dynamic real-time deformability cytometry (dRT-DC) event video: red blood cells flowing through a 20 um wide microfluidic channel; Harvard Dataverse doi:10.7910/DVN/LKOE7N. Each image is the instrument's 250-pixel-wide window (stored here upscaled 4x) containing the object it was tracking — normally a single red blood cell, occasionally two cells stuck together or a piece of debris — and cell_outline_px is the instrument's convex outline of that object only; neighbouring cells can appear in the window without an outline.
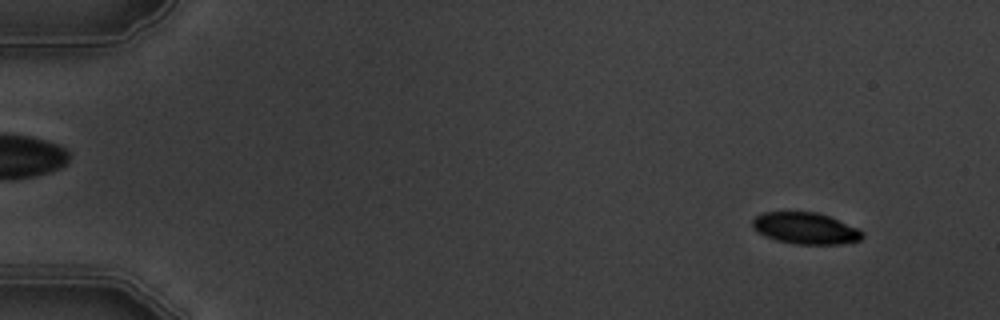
{"species": "common noctule bat (a hibernating species)", "species_latin": "Nyctalus noctula", "temperature_condition": "warm", "stored_images_in_passage": 4, "camera_frame_rate_fps": 3000, "um_per_image_px": 0.085, "animal": {"sex": "male", "body_mass_g": 19.5, "forearm_length_mm": 54.6}, "frame": {"image": 1, "passage_image": 1, "time_ms": 0.0, "image_size_px": [1000, 320], "cell_outline_px": [[864, 236], [860, 240], [840, 244], [796, 244], [776, 240], [764, 236], [752, 228], [752, 220], [756, 216], [764, 212], [816, 212], [828, 216], [860, 228], [864, 232]], "centroid_in_image_um": [68.48, 19.41], "position_along_channel_um": 16.5, "area_um2": 20.29}}